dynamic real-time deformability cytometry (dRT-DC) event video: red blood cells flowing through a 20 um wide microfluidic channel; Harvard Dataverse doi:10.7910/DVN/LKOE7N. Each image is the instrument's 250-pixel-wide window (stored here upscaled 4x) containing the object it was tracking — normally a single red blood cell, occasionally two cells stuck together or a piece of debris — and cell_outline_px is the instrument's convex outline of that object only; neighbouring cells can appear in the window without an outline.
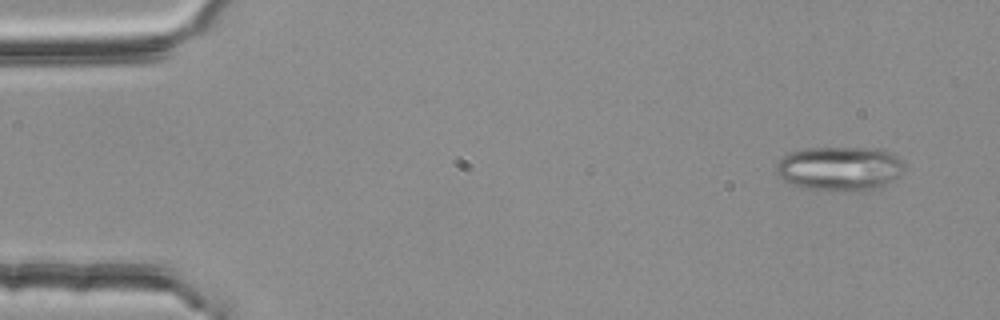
{"species": "common noctule bat (a hibernating species)", "species_latin": "Nyctalus noctula", "temperature_condition": "room temperature", "stored_images_in_passage": 5, "camera_frame_rate_fps": 3000, "um_per_image_px": 0.085, "animal": {"sex": "female", "body_mass_g": 25.1}, "frame": {"image": 1, "passage_image": 1, "time_ms": 0.0, "image_size_px": [1000, 320], "cell_outline_px": [[904, 168], [892, 180], [876, 188], [848, 192], [804, 188], [792, 184], [784, 180], [776, 172], [776, 164], [788, 152], [808, 148], [880, 148], [896, 156], [904, 164]], "centroid_in_image_um": [71.34, 14.32], "position_along_channel_um": 13.7, "area_um2": 32.83}}